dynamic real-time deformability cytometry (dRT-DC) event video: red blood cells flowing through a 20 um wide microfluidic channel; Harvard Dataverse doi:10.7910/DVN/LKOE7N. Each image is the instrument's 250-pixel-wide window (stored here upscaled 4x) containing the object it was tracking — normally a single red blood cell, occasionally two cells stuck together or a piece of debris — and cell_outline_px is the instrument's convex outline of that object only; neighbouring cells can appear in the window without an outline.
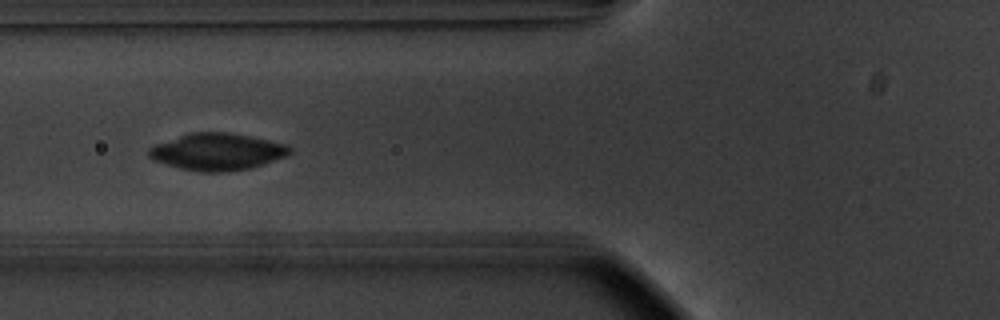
{"species": "common noctule bat (a hibernating species)", "species_latin": "Nyctalus noctula", "temperature_condition": "warm", "stored_images_in_passage": 34, "camera_frame_rate_fps": 3000, "um_per_image_px": 0.085, "animal": {"sex": "male", "body_mass_g": 20.1, "forearm_length_mm": 53.5}, "frame": {"image": 1, "passage_image": 6, "time_ms": 1.667, "image_size_px": [1000, 320], "cell_outline_px": [[292, 152], [284, 156], [264, 164], [252, 168], [224, 172], [200, 172], [180, 168], [152, 160], [148, 156], [148, 148], [156, 144], [188, 132], [228, 132], [288, 144], [292, 148]], "centroid_in_image_um": [18.45, 12.9], "position_along_channel_um": 107.4, "area_um2": 30.4}, "authors_computed_cell_mechanics": {"area_um2": 29.3046, "velocity_mm_per_s": 3.7058, "shape_relaxation_time_tau1_ms": 3.8671, "shape_relaxation_time_tau2_ms": 6.704, "deformation_change_tau1": 0.2354, "deformation_change_tau2": 0.1374}}